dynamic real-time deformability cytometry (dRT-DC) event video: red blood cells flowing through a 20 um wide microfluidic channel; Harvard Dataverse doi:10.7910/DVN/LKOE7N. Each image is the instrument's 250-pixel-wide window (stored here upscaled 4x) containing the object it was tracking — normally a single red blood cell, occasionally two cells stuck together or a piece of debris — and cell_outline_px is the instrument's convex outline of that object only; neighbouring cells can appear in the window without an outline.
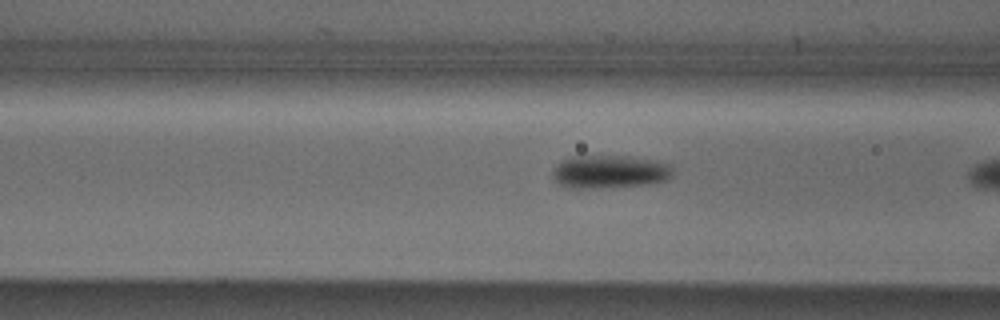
{"species": "Egyptian fruit bat (a non-hibernating species)", "species_latin": "Rousettus aegyptiacus", "temperature_condition": "cold", "stored_images_in_passage": 6, "camera_frame_rate_fps": 3000, "um_per_image_px": 0.085, "animal": {"sex": "male"}, "frame": {"image": 1, "passage_image": 5, "time_ms": 1.333, "image_size_px": [1000, 320], "cell_outline_px": [[672, 176], [664, 180], [648, 184], [592, 188], [568, 188], [552, 180], [552, 172], [564, 160], [572, 156], [632, 156], [652, 160], [668, 164], [672, 168]], "centroid_in_image_um": [51.8, 14.6], "position_along_channel_um": 114.8, "area_um2": 22.95}}